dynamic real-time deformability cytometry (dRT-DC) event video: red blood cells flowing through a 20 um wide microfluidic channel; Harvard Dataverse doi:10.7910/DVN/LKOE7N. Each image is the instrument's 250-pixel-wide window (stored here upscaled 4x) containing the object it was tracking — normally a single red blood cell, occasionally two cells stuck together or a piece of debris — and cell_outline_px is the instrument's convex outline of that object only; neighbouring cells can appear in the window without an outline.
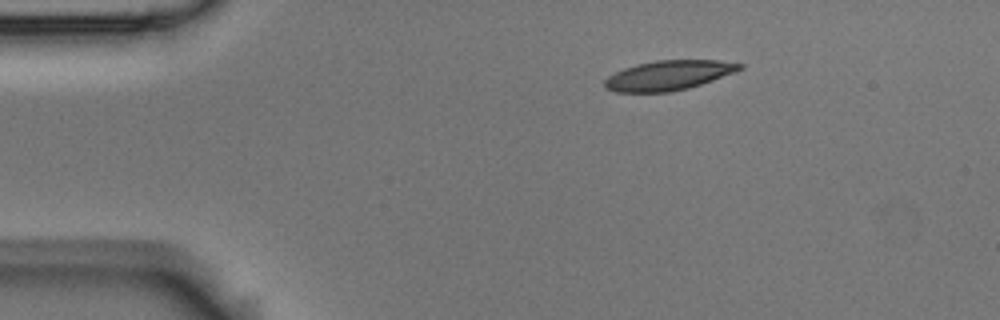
{"species": "Egyptian fruit bat (a non-hibernating species)", "species_latin": "Rousettus aegyptiacus", "temperature_condition": "room temperature", "stored_images_in_passage": 3, "camera_frame_rate_fps": 3000, "um_per_image_px": 0.085, "animal": {"sex": "male"}, "frame": {"image": 1, "passage_image": 1, "time_ms": 0.0, "image_size_px": [1000, 320], "cell_outline_px": [[744, 68], [712, 80], [688, 88], [668, 92], [616, 92], [604, 88], [604, 80], [608, 76], [624, 68], [636, 64], [656, 60], [716, 60], [744, 64]], "centroid_in_image_um": [56.79, 6.4], "position_along_channel_um": 28.2, "area_um2": 23.24}}
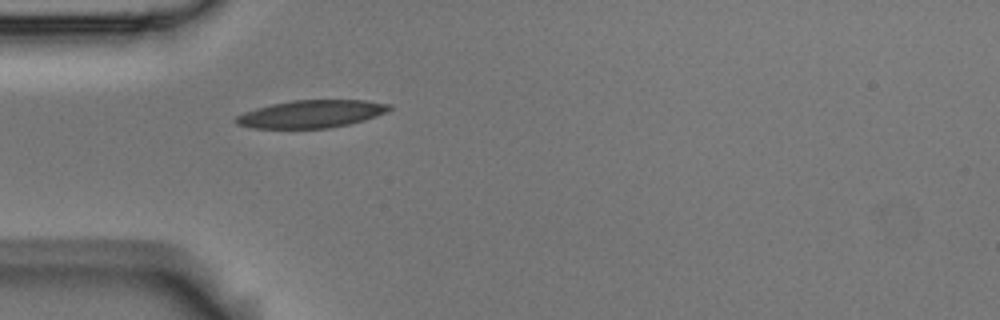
{"frame": {"image": 2, "passage_image": 3, "time_ms": 0.667, "image_size_px": [1000, 320], "cell_outline_px": [[392, 108], [376, 116], [364, 120], [348, 124], [328, 128], [252, 128], [236, 124], [236, 116], [244, 112], [256, 108], [272, 104], [292, 100], [364, 100], [392, 104]], "centroid_in_image_um": [26.46, 9.68], "position_along_channel_um": 58.5, "area_um2": 24.57}}